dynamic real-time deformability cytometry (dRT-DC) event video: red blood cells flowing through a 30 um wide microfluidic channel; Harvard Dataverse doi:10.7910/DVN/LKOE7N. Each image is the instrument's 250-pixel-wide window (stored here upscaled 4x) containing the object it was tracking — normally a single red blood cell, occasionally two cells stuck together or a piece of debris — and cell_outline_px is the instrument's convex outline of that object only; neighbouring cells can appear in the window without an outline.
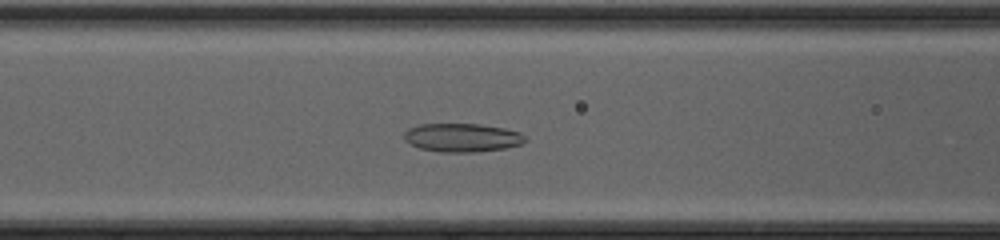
{"species": "common noctule bat (a hibernating species)", "species_latin": "Nyctalus noctula", "temperature_condition": "cold", "stored_images_in_passage": 44, "camera_frame_rate_fps": 3000, "um_per_image_px": 0.085, "animal": {"sex": "female", "body_mass_g": 20.0, "forearm_length_mm": 54.0}, "frame": {"image": 1, "passage_image": 17, "time_ms": 5.333, "image_size_px": [1000, 240], "cell_outline_px": [[524, 140], [520, 144], [508, 148], [476, 152], [440, 152], [420, 148], [404, 140], [404, 132], [408, 128], [416, 124], [480, 124], [504, 128], [520, 132], [524, 136]], "centroid_in_image_um": [39.25, 11.69], "position_along_channel_um": 127.3, "area_um2": 20.17}}
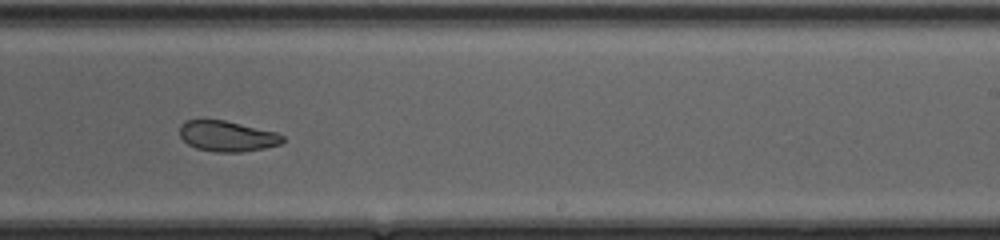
{"frame": {"image": 2, "passage_image": 27, "time_ms": 8.667, "image_size_px": [1000, 240], "cell_outline_px": [[284, 140], [280, 144], [264, 148], [240, 152], [216, 152], [196, 148], [188, 144], [180, 136], [180, 124], [184, 120], [224, 120], [276, 132], [284, 136]], "centroid_in_image_um": [19.3, 11.57], "position_along_channel_um": 269.7, "area_um2": 18.26}}
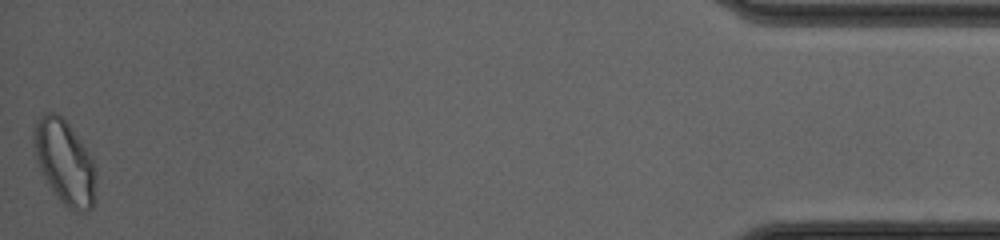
{"frame": {"image": 3, "passage_image": 44, "time_ms": 14.333, "image_size_px": [1000, 240], "cell_outline_px": [[96, 196], [92, 208], [88, 212], [76, 212], [68, 208], [60, 200], [44, 176], [36, 160], [32, 144], [32, 136], [36, 124], [40, 116], [48, 112], [56, 112], [68, 124], [92, 156], [96, 168]], "centroid_in_image_um": [5.53, 13.81], "position_along_channel_um": 429.7, "area_um2": 30.58}, "authors_computed_cell_mechanics": {"area_um2": 22.3108, "velocity_mm_per_s": 4.2815, "shape_relaxation_time_tau1_ms": null, "shape_relaxation_time_tau2_ms": 1.9362, "deformation_change_tau1": null, "deformation_change_tau2": 0.0791}}